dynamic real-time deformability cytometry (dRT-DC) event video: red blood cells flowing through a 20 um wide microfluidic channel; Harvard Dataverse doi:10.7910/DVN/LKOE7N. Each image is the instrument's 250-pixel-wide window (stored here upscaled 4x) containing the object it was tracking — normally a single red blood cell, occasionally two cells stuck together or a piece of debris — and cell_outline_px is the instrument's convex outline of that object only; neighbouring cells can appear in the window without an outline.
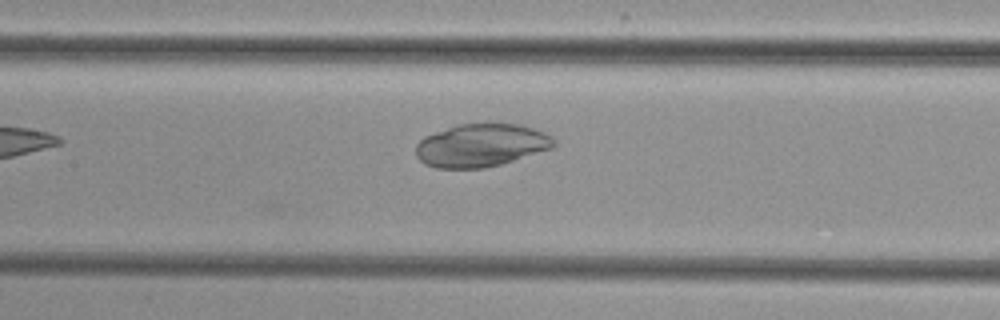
{"species": "common noctule bat (a hibernating species)", "species_latin": "Nyctalus noctula", "temperature_condition": "cold", "stored_images_in_passage": 4, "camera_frame_rate_fps": 3000, "um_per_image_px": 0.085, "animal": {"sex": "female", "body_mass_g": 29.2, "forearm_length_mm": 56.3}, "frame": {"image": 1, "passage_image": 4, "time_ms": 3.667, "image_size_px": [1000, 320], "cell_outline_px": [[556, 144], [552, 148], [500, 164], [484, 168], [436, 168], [424, 164], [416, 156], [416, 144], [424, 136], [456, 124], [520, 124], [544, 132], [552, 136], [556, 140]], "centroid_in_image_um": [40.88, 12.35], "position_along_channel_um": 166.5, "area_um2": 34.51}}